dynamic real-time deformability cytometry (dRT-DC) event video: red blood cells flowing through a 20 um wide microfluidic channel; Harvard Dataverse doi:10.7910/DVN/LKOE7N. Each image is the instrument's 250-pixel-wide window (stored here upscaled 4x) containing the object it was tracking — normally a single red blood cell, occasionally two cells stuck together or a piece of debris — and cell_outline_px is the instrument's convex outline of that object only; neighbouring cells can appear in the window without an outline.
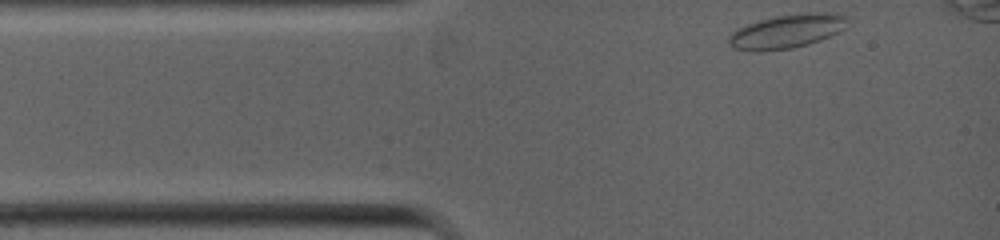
{"species": "common noctule bat (a hibernating species)", "species_latin": "Nyctalus noctula", "temperature_condition": "warm", "stored_images_in_passage": 63, "camera_frame_rate_fps": 5000, "um_per_image_px": 0.085, "animal": {"sex": "female", "body_mass_g": 19.0, "forearm_length_mm": 53.3}, "frame": {"image": 1, "passage_image": 1, "time_ms": 0.0, "image_size_px": [1000, 240], "cell_outline_px": [[844, 20], [836, 32], [828, 36], [808, 44], [792, 48], [736, 48], [728, 40], [732, 32], [748, 24], [780, 16], [844, 16]], "centroid_in_image_um": [66.75, 2.7], "position_along_channel_um": 18.2, "area_um2": 20.23}}
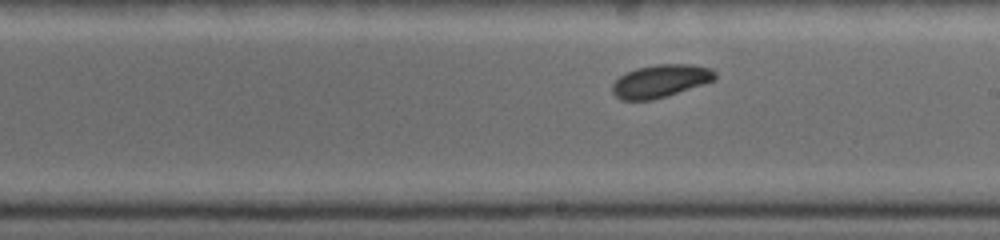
{"frame": {"image": 2, "passage_image": 36, "time_ms": 5.0, "image_size_px": [1000, 240], "cell_outline_px": [[716, 80], [652, 100], [620, 100], [612, 92], [612, 84], [620, 76], [636, 68], [656, 64], [692, 64], [708, 68], [716, 72]], "centroid_in_image_um": [56.13, 6.88], "position_along_channel_um": 232.9, "area_um2": 19.48}}
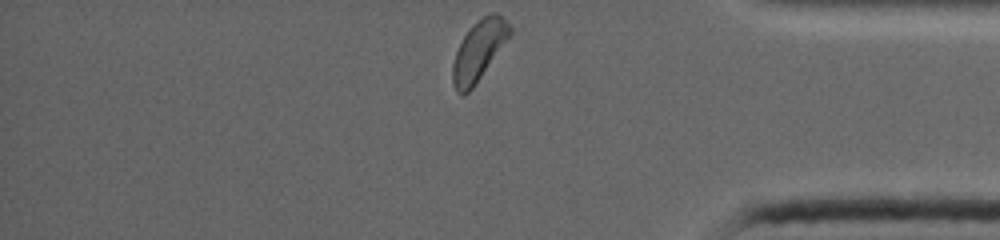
{"frame": {"image": 3, "passage_image": 62, "time_ms": 8.6, "image_size_px": [1000, 240], "cell_outline_px": [[512, 32], [472, 88], [464, 96], [460, 96], [456, 92], [452, 84], [452, 64], [456, 52], [464, 36], [484, 16], [492, 12], [496, 12], [512, 28]], "centroid_in_image_um": [40.66, 4.36], "position_along_channel_um": 394.5, "area_um2": 19.25}}